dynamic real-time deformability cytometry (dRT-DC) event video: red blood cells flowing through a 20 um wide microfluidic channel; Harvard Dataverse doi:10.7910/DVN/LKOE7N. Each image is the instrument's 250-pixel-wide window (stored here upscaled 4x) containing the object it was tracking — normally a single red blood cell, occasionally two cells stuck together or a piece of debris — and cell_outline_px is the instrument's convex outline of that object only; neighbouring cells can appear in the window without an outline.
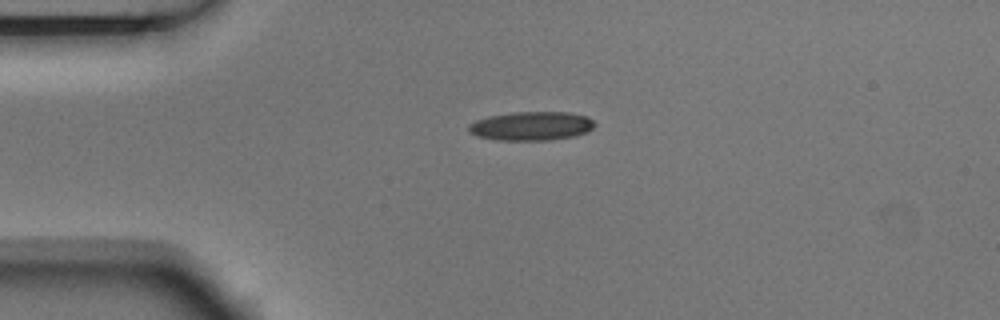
{"species": "Egyptian fruit bat (a non-hibernating species)", "species_latin": "Rousettus aegyptiacus", "temperature_condition": "room temperature", "stored_images_in_passage": 3, "camera_frame_rate_fps": 3000, "um_per_image_px": 0.085, "animal": {"sex": "male"}, "frame": {"image": 1, "passage_image": 1, "time_ms": 0.0, "image_size_px": [1000, 320], "cell_outline_px": [[596, 124], [592, 128], [584, 132], [572, 136], [548, 140], [496, 140], [476, 136], [468, 132], [468, 124], [476, 120], [488, 116], [512, 112], [568, 112], [588, 116]], "centroid_in_image_um": [45.11, 10.7], "position_along_channel_um": 39.9, "area_um2": 21.21}}
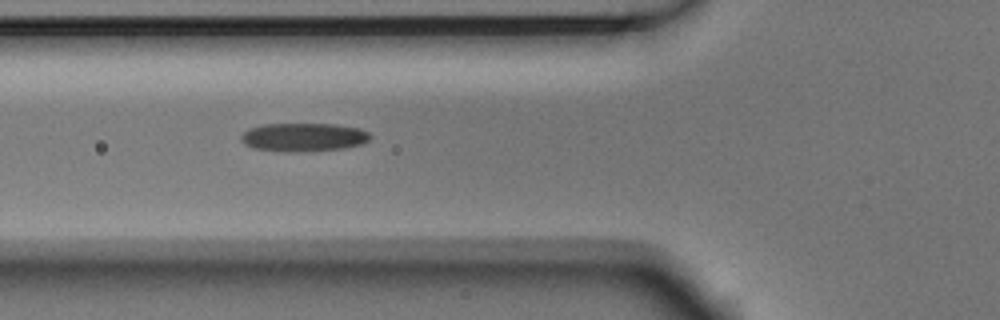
{"frame": {"image": 2, "passage_image": 3, "time_ms": 0.667, "image_size_px": [1000, 320], "cell_outline_px": [[372, 136], [364, 144], [344, 148], [296, 152], [284, 152], [252, 148], [244, 144], [240, 140], [240, 136], [248, 128], [264, 124], [336, 124], [360, 128], [368, 132]], "centroid_in_image_um": [25.79, 11.66], "position_along_channel_um": 100.0, "area_um2": 21.68}}